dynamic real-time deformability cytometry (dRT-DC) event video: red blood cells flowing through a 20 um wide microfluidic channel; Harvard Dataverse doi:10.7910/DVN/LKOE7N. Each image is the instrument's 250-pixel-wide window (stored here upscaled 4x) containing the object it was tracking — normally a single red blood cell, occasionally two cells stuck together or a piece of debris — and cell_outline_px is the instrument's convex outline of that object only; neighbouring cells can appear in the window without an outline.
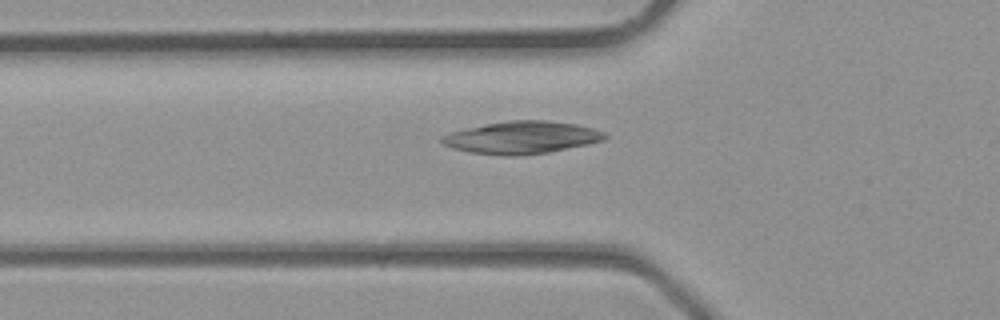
{"species": "common noctule bat (a hibernating species)", "species_latin": "Nyctalus noctula", "temperature_condition": "room temperature", "stored_images_in_passage": 2, "camera_frame_rate_fps": 3000, "um_per_image_px": 0.085, "animal": {"sex": "male", "body_mass_g": 23.1, "forearm_length_mm": 52.7}, "frame": {"image": 1, "passage_image": 2, "time_ms": 0.333, "image_size_px": [1000, 320], "cell_outline_px": [[608, 136], [604, 140], [588, 144], [548, 152], [516, 156], [504, 156], [468, 152], [452, 148], [444, 144], [440, 140], [440, 136], [452, 132], [484, 124], [508, 120], [544, 120], [576, 124], [592, 128], [604, 132]], "centroid_in_image_um": [44.33, 11.69], "position_along_channel_um": 81.5, "area_um2": 30.75}}